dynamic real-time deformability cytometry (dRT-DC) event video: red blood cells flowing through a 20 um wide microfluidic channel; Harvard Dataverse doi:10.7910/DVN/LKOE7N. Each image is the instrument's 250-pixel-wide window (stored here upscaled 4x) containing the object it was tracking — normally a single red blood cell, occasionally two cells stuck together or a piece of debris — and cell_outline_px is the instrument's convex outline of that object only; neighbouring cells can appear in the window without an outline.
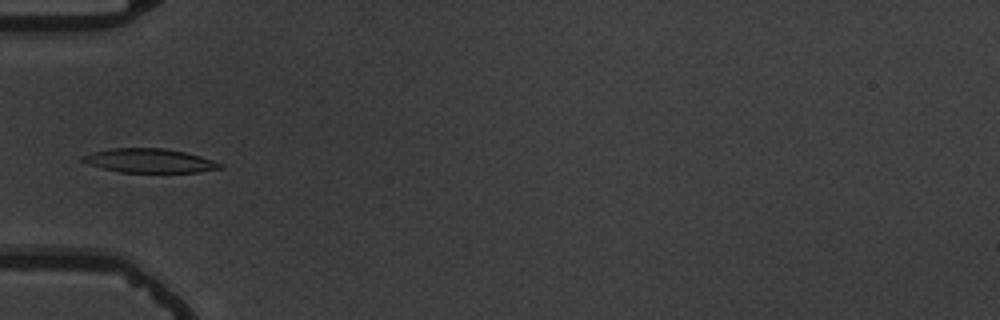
{"species": "common noctule bat (a hibernating species)", "species_latin": "Nyctalus noctula", "temperature_condition": "warm", "stored_images_in_passage": 7, "camera_frame_rate_fps": 3000, "um_per_image_px": 0.085, "animal": {"sex": "male", "body_mass_g": 19.5, "forearm_length_mm": 54.6}, "frame": {"image": 1, "passage_image": 5, "time_ms": 5.0, "image_size_px": [1000, 320], "cell_outline_px": [[224, 168], [196, 172], [120, 172], [88, 164], [80, 160], [80, 156], [92, 152], [112, 148], [164, 148], [184, 152], [200, 156], [224, 164]], "centroid_in_image_um": [12.7, 13.65], "position_along_channel_um": 72.3, "area_um2": 19.19}}
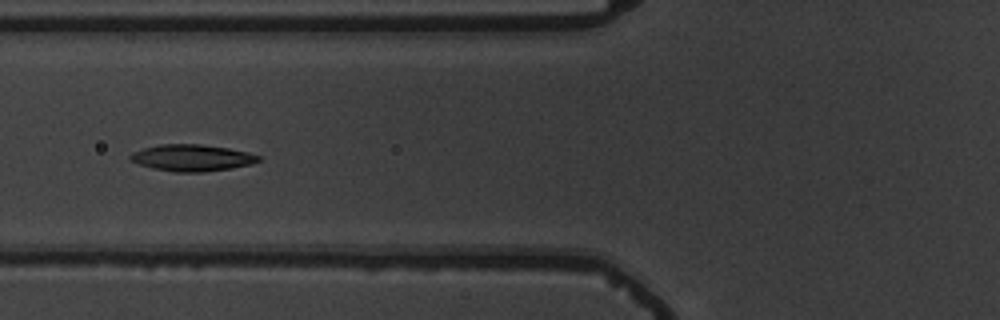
{"frame": {"image": 2, "passage_image": 6, "time_ms": 6.0, "image_size_px": [1000, 320], "cell_outline_px": [[260, 160], [252, 164], [232, 168], [204, 172], [172, 172], [152, 168], [128, 160], [128, 156], [132, 152], [144, 148], [160, 144], [200, 144], [228, 148], [248, 152], [260, 156]], "centroid_in_image_um": [16.3, 13.42], "position_along_channel_um": 109.5, "area_um2": 20.0}}
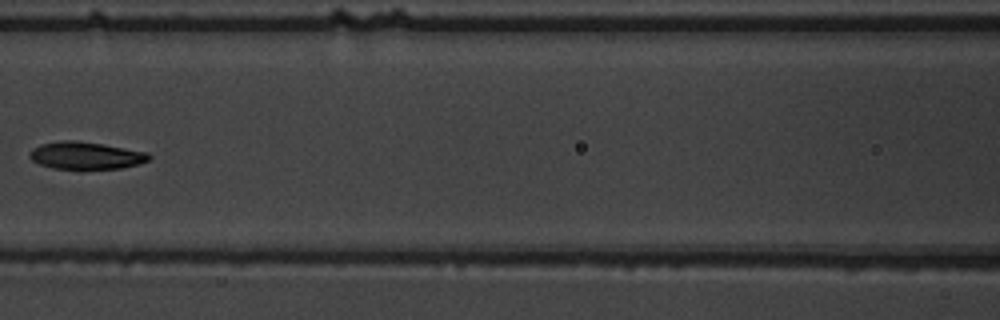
{"frame": {"image": 3, "passage_image": 7, "time_ms": 7.333, "image_size_px": [1000, 320], "cell_outline_px": [[152, 156], [148, 160], [136, 164], [120, 168], [80, 172], [52, 168], [40, 164], [32, 160], [28, 156], [28, 152], [32, 148], [40, 144], [60, 140], [72, 140], [100, 144], [148, 152]], "centroid_in_image_um": [7.23, 13.26], "position_along_channel_um": 159.4, "area_um2": 19.71}}